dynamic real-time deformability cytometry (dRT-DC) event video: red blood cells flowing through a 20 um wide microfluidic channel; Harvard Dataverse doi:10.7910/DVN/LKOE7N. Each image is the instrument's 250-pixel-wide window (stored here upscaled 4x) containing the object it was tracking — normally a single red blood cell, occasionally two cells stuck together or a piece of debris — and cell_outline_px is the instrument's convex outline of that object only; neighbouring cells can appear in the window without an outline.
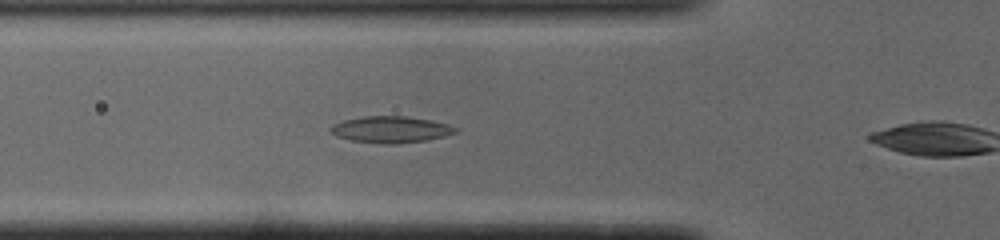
{"species": "common noctule bat (a hibernating species)", "species_latin": "Nyctalus noctula", "temperature_condition": "cold", "stored_images_in_passage": 10, "camera_frame_rate_fps": 3000, "um_per_image_px": 0.085, "animal": {"sex": "male", "body_mass_g": 19.0, "forearm_length_mm": 50.8}, "frame": {"image": 1, "passage_image": 9, "time_ms": 2.667, "image_size_px": [1000, 240], "cell_outline_px": [[460, 128], [456, 132], [444, 136], [428, 140], [396, 144], [384, 144], [352, 140], [336, 136], [328, 132], [328, 128], [332, 124], [344, 120], [364, 116], [404, 116], [432, 120], [448, 124]], "centroid_in_image_um": [33.2, 11.01], "position_along_channel_um": 92.6, "area_um2": 19.48}}